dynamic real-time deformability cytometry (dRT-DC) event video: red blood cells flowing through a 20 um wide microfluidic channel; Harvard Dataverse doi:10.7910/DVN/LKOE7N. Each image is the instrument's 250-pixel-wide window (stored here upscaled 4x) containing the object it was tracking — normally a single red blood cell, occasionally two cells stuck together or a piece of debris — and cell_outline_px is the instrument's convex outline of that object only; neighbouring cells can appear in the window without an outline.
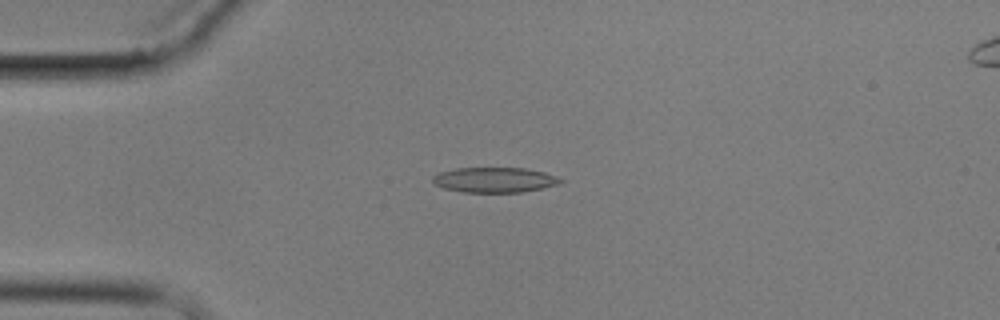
{"species": "common noctule bat (a hibernating species)", "species_latin": "Nyctalus noctula", "temperature_condition": "cold", "stored_images_in_passage": 8, "camera_frame_rate_fps": 3000, "um_per_image_px": 0.085, "animal": {"sex": "male", "body_mass_g": 17.9}, "frame": {"image": 1, "passage_image": 4, "time_ms": 3.667, "image_size_px": [1000, 320], "cell_outline_px": [[564, 180], [560, 184], [520, 192], [464, 192], [444, 188], [432, 184], [432, 176], [440, 172], [456, 168], [524, 168], [544, 172]], "centroid_in_image_um": [41.99, 15.29], "position_along_channel_um": 43.0, "area_um2": 18.61}}
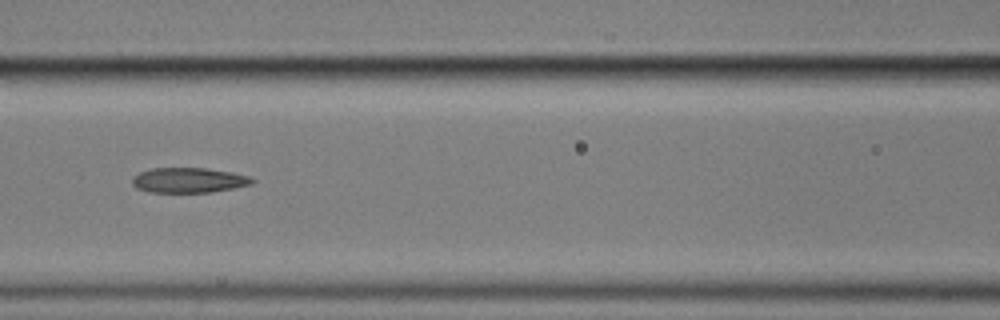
{"frame": {"image": 2, "passage_image": 7, "time_ms": 7.333, "image_size_px": [1000, 320], "cell_outline_px": [[256, 180], [252, 184], [212, 192], [148, 192], [136, 188], [132, 184], [132, 176], [140, 172], [152, 168], [204, 168], [232, 172], [248, 176]], "centroid_in_image_um": [16.01, 15.32], "position_along_channel_um": 150.6, "area_um2": 17.51}}
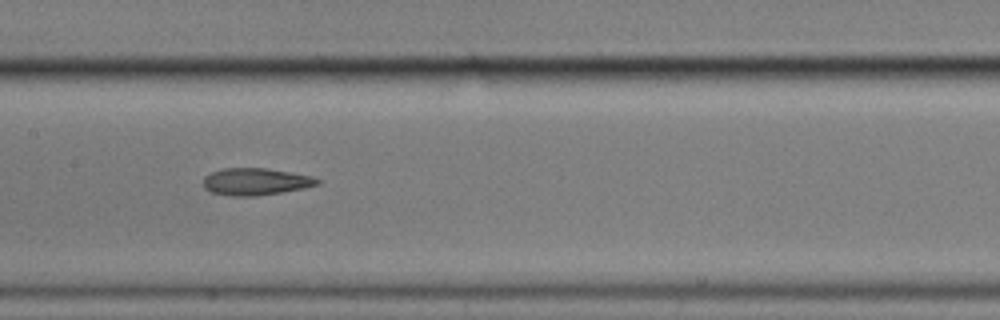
{"frame": {"image": 3, "passage_image": 8, "time_ms": 8.333, "image_size_px": [1000, 320], "cell_outline_px": [[320, 184], [304, 188], [256, 196], [232, 196], [212, 192], [204, 188], [204, 176], [212, 172], [224, 168], [268, 168], [312, 176], [320, 180]], "centroid_in_image_um": [21.74, 15.43], "position_along_channel_um": 185.7, "area_um2": 17.92}}